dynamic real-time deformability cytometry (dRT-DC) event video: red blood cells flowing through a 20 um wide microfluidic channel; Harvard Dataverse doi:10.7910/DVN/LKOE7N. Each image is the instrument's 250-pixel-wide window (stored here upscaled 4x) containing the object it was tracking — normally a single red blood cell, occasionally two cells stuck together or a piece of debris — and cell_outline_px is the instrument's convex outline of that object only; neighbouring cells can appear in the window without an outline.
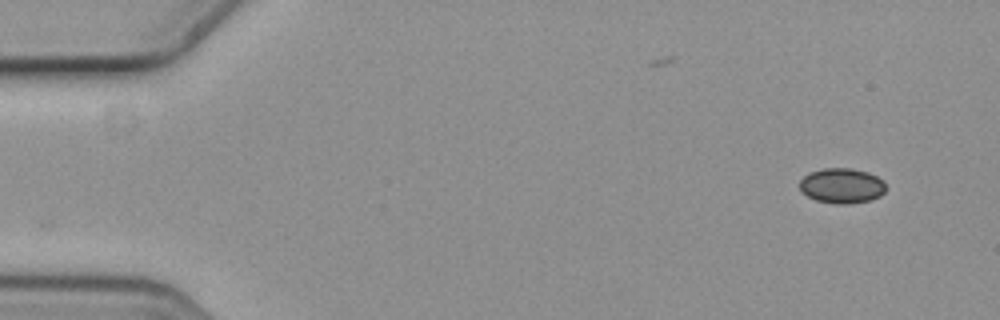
{"species": "common noctule bat (a hibernating species)", "species_latin": "Nyctalus noctula", "temperature_condition": "cold", "stored_images_in_passage": 2, "camera_frame_rate_fps": 3000, "um_per_image_px": 0.085, "animal": {"sex": "female", "body_mass_g": 19.3, "forearm_length_mm": 54.1}, "frame": {"image": 1, "passage_image": 2, "time_ms": 0.333, "image_size_px": [1000, 320], "cell_outline_px": [[884, 192], [880, 196], [872, 200], [848, 204], [836, 204], [816, 200], [800, 192], [800, 180], [808, 172], [824, 168], [852, 168], [868, 172], [884, 180]], "centroid_in_image_um": [71.54, 15.78], "position_along_channel_um": 13.5, "area_um2": 17.8}}